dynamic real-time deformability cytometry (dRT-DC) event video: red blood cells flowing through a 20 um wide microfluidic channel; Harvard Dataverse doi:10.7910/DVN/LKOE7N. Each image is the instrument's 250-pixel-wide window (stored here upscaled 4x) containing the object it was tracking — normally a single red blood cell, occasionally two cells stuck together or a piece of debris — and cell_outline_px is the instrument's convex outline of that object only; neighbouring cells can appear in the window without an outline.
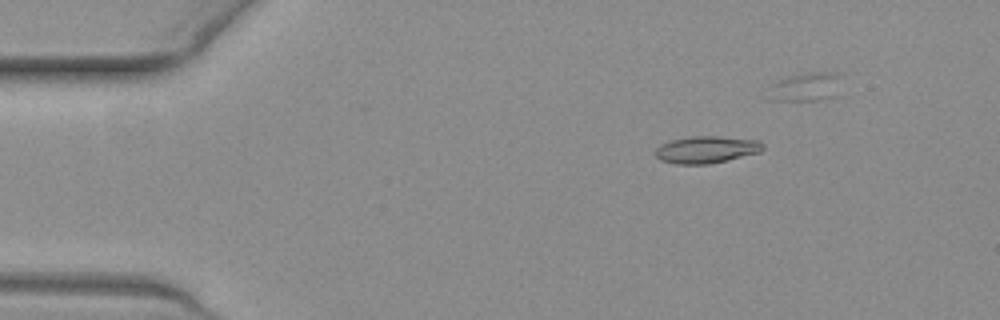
{"species": "common noctule bat (a hibernating species)", "species_latin": "Nyctalus noctula", "temperature_condition": "warm", "stored_images_in_passage": 35, "camera_frame_rate_fps": 3000, "um_per_image_px": 0.085, "animal": {"sex": "female", "body_mass_g": 19.3, "forearm_length_mm": 54.1}, "frame": {"image": 1, "passage_image": 1, "time_ms": 0.0, "image_size_px": [1000, 320], "cell_outline_px": [[764, 148], [760, 152], [728, 160], [708, 164], [676, 164], [660, 160], [656, 156], [656, 148], [660, 144], [672, 140], [692, 136], [716, 136], [756, 140], [764, 144]], "centroid_in_image_um": [60.04, 12.72], "position_along_channel_um": 25.0, "area_um2": 16.88}}
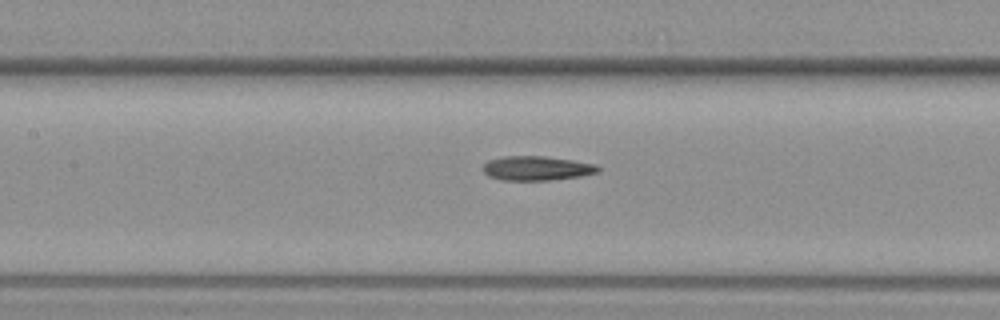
{"frame": {"image": 2, "passage_image": 17, "time_ms": 5.333, "image_size_px": [1000, 320], "cell_outline_px": [[600, 172], [580, 176], [548, 180], [500, 180], [488, 176], [484, 172], [484, 164], [488, 160], [504, 156], [544, 156], [572, 160], [596, 164], [600, 168]], "centroid_in_image_um": [45.62, 14.3], "position_along_channel_um": 161.8, "area_um2": 16.3}}
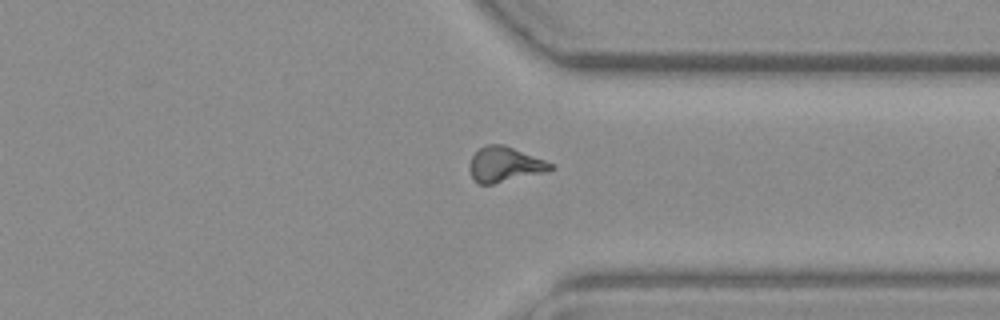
{"frame": {"image": 3, "passage_image": 33, "time_ms": 10.667, "image_size_px": [1000, 320], "cell_outline_px": [[556, 168], [544, 172], [492, 184], [480, 184], [472, 176], [468, 168], [468, 164], [472, 156], [480, 148], [488, 144], [504, 144], [556, 164]], "centroid_in_image_um": [42.92, 13.96], "position_along_channel_um": 368.5, "area_um2": 16.59}}